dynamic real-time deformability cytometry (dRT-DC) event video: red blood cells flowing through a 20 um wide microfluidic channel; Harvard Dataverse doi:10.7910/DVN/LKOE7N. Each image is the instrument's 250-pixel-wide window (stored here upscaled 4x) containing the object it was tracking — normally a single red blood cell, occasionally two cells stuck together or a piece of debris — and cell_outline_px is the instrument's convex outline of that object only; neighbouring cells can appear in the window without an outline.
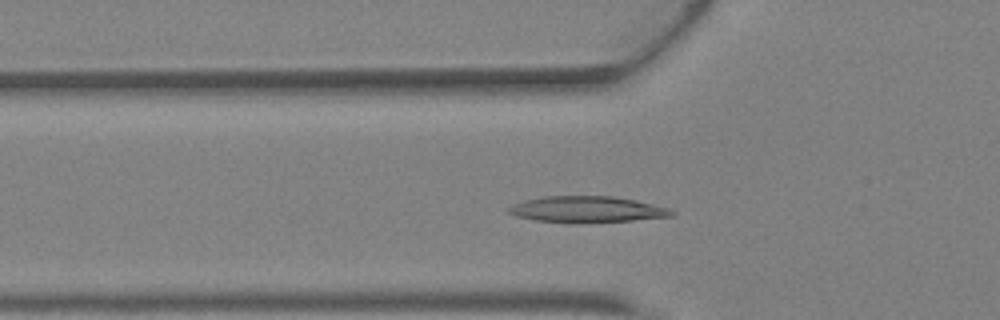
{"species": "Egyptian fruit bat (a non-hibernating species)", "species_latin": "Rousettus aegyptiacus", "temperature_condition": "warm", "stored_images_in_passage": 39, "camera_frame_rate_fps": 3000, "um_per_image_px": 0.085, "animal": {"sex": "female"}, "frame": {"image": 1, "passage_image": 11, "time_ms": 3.333, "image_size_px": [1000, 320], "cell_outline_px": [[676, 212], [672, 216], [632, 220], [580, 224], [536, 220], [516, 216], [508, 212], [508, 208], [512, 204], [524, 200], [544, 196], [612, 196], [632, 200], [668, 208]], "centroid_in_image_um": [49.84, 17.81], "position_along_channel_um": 76.0, "area_um2": 24.85}}
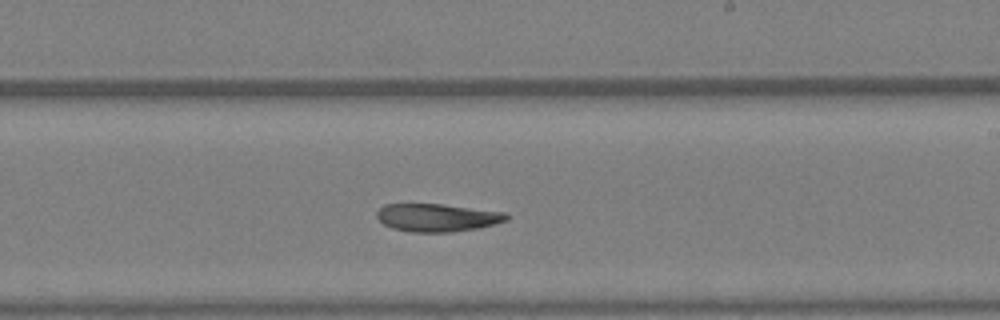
{"frame": {"image": 2, "passage_image": 22, "time_ms": 7.0, "image_size_px": [1000, 320], "cell_outline_px": [[508, 220], [476, 228], [448, 232], [412, 232], [392, 228], [384, 224], [376, 216], [376, 212], [384, 204], [440, 204], [504, 212], [508, 216]], "centroid_in_image_um": [37.11, 18.49], "position_along_channel_um": 251.9, "area_um2": 20.75}}
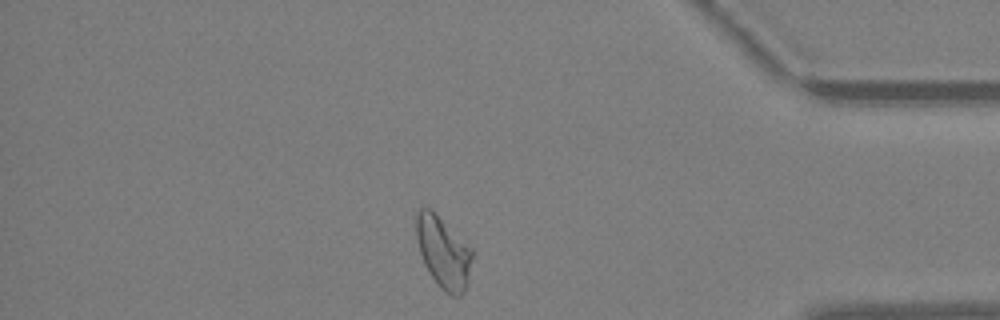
{"frame": {"image": 3, "passage_image": 33, "time_ms": 10.667, "image_size_px": [1000, 320], "cell_outline_px": [[472, 256], [468, 284], [464, 292], [460, 296], [452, 296], [444, 292], [436, 284], [424, 264], [420, 252], [416, 236], [416, 212], [420, 208], [428, 208], [472, 248]], "centroid_in_image_um": [37.68, 21.51], "position_along_channel_um": 397.5, "area_um2": 23.06}}